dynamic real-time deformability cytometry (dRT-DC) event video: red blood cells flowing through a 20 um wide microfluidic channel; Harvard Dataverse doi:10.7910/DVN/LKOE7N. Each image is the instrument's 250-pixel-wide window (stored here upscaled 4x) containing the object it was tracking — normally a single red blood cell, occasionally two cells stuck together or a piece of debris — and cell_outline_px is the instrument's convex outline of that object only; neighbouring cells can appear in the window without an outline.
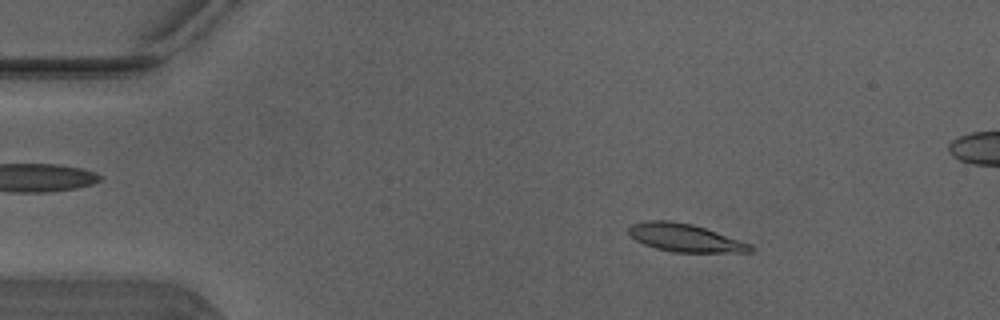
{"species": "Egyptian fruit bat (a non-hibernating species)", "species_latin": "Rousettus aegyptiacus", "temperature_condition": "warm", "stored_images_in_passage": 6, "camera_frame_rate_fps": 3000, "um_per_image_px": 0.085, "animal": {"sex": "male"}, "frame": {"image": 1, "passage_image": 3, "time_ms": 0.667, "image_size_px": [1000, 320], "cell_outline_px": [[756, 248], [752, 252], [676, 252], [656, 248], [644, 244], [636, 240], [628, 232], [628, 228], [632, 224], [648, 220], [668, 220], [692, 224], [752, 244]], "centroid_in_image_um": [58.25, 20.21], "position_along_channel_um": 26.8, "area_um2": 19.65}}